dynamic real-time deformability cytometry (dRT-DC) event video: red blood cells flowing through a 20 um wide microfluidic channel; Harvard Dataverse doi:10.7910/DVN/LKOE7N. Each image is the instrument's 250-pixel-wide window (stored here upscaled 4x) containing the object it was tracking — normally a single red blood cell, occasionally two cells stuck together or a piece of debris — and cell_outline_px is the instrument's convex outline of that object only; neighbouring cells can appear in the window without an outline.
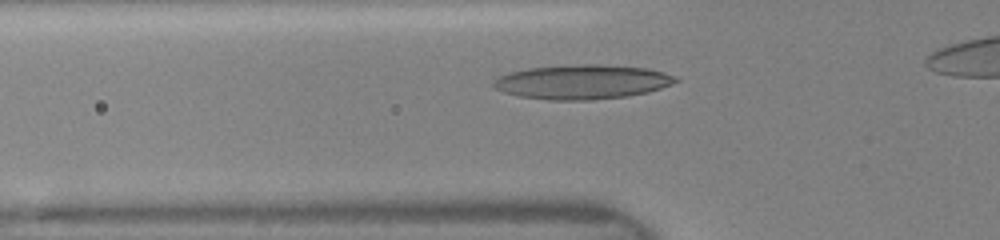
{"species": "human", "species_latin": "Homo sapiens", "temperature_condition": "room temperature", "stored_images_in_passage": 12, "camera_frame_rate_fps": 3000, "um_per_image_px": 0.085, "donor": {"sex": "female"}, "frame": {"image": 1, "passage_image": 6, "time_ms": 2.0, "image_size_px": [1000, 240], "cell_outline_px": [[680, 80], [672, 84], [648, 92], [628, 96], [592, 100], [548, 100], [520, 96], [504, 92], [496, 88], [492, 84], [492, 80], [508, 72], [528, 68], [584, 64], [600, 64], [648, 68], [664, 72]], "centroid_in_image_um": [49.48, 6.96], "position_along_channel_um": 76.3, "area_um2": 36.47}}
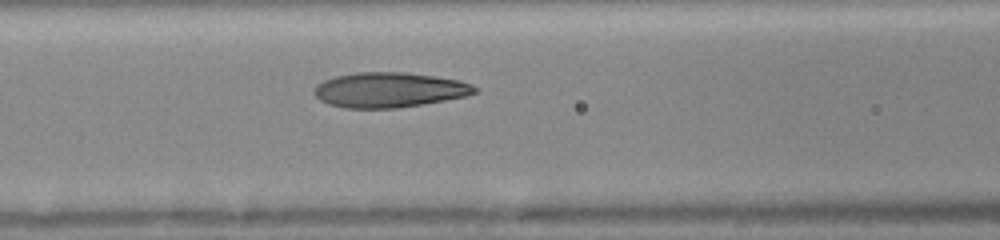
{"frame": {"image": 2, "passage_image": 9, "time_ms": 3.333, "image_size_px": [1000, 240], "cell_outline_px": [[480, 92], [464, 96], [444, 100], [396, 108], [344, 108], [328, 104], [320, 100], [312, 92], [316, 84], [324, 80], [336, 76], [356, 72], [404, 72], [436, 76], [460, 80], [472, 84]], "centroid_in_image_um": [33.07, 7.63], "position_along_channel_um": 133.5, "area_um2": 32.83}}
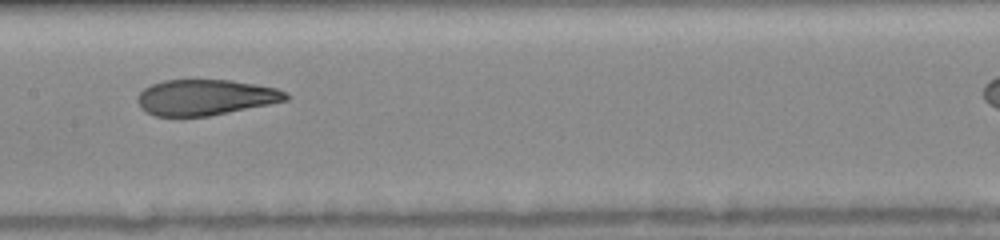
{"frame": {"image": 3, "passage_image": 12, "time_ms": 4.667, "image_size_px": [1000, 240], "cell_outline_px": [[292, 96], [288, 100], [208, 116], [156, 116], [140, 108], [136, 100], [136, 96], [144, 88], [152, 84], [164, 80], [232, 80], [276, 88]], "centroid_in_image_um": [17.43, 8.27], "position_along_channel_um": 190.0, "area_um2": 30.75}}